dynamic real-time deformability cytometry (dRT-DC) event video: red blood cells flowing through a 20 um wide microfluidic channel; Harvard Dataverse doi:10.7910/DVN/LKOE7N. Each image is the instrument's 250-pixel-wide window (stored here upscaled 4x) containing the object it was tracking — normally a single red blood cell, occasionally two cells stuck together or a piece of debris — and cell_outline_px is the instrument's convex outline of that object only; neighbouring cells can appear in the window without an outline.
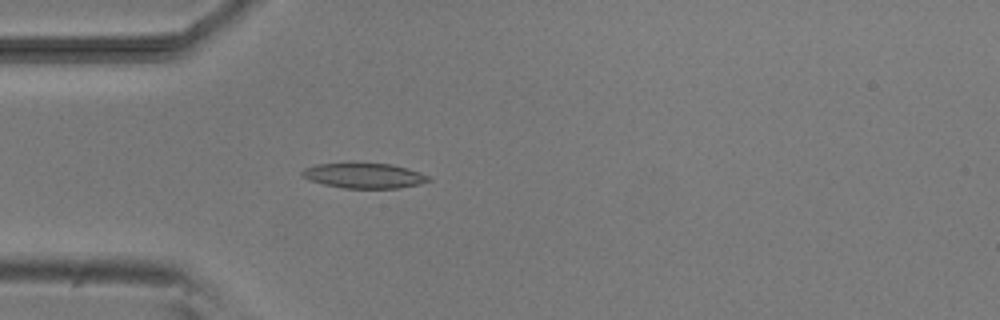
{"species": "common noctule bat (a hibernating species)", "species_latin": "Nyctalus noctula", "temperature_condition": "room temperature", "stored_images_in_passage": 1, "camera_frame_rate_fps": 3000, "um_per_image_px": 0.085, "animal": {"sex": "male", "body_mass_g": 20.5, "forearm_length_mm": 52.5}, "frame": {"image": 1, "passage_image": 1, "time_ms": 0.0, "image_size_px": [1000, 320], "cell_outline_px": [[432, 180], [420, 184], [396, 188], [344, 188], [324, 184], [308, 180], [300, 172], [304, 168], [316, 164], [352, 160], [392, 164], [408, 168], [420, 172], [428, 176]], "centroid_in_image_um": [30.91, 14.87], "position_along_channel_um": 54.1, "area_um2": 19.36}}